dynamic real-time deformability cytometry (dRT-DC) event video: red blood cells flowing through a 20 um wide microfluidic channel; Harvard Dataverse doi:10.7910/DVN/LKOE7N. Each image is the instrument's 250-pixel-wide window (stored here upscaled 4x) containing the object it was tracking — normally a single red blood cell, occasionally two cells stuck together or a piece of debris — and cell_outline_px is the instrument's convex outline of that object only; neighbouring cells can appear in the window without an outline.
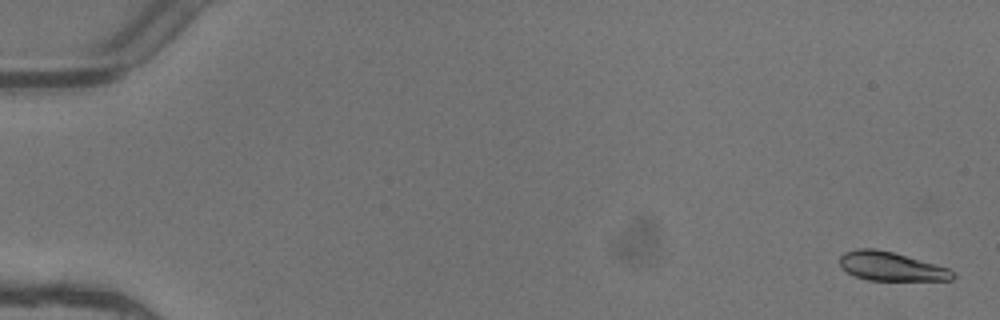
{"species": "common noctule bat (a hibernating species)", "species_latin": "Nyctalus noctula", "temperature_condition": "warm", "stored_images_in_passage": 6, "camera_frame_rate_fps": 3000, "um_per_image_px": 0.085, "animal": {"sex": "female"}, "frame": {"image": 1, "passage_image": 1, "time_ms": 0.0, "image_size_px": [1000, 320], "cell_outline_px": [[956, 276], [952, 280], [868, 280], [856, 276], [848, 272], [840, 264], [840, 256], [844, 252], [856, 248], [876, 248], [892, 252], [936, 264], [948, 268]], "centroid_in_image_um": [75.74, 22.63], "position_along_channel_um": 9.3, "area_um2": 18.84}}
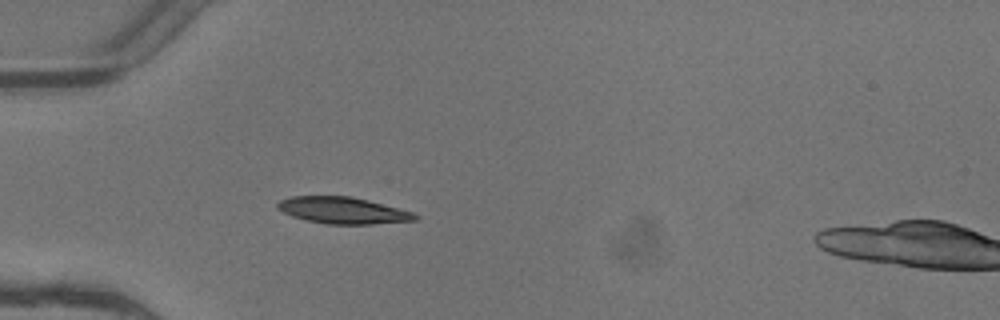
{"frame": {"image": 2, "passage_image": 5, "time_ms": 1.333, "image_size_px": [1000, 320], "cell_outline_px": [[420, 216], [416, 220], [372, 224], [328, 224], [308, 220], [292, 216], [276, 208], [276, 204], [280, 200], [292, 196], [352, 196], [368, 200], [412, 212]], "centroid_in_image_um": [29.13, 17.88], "position_along_channel_um": 55.9, "area_um2": 21.15}}